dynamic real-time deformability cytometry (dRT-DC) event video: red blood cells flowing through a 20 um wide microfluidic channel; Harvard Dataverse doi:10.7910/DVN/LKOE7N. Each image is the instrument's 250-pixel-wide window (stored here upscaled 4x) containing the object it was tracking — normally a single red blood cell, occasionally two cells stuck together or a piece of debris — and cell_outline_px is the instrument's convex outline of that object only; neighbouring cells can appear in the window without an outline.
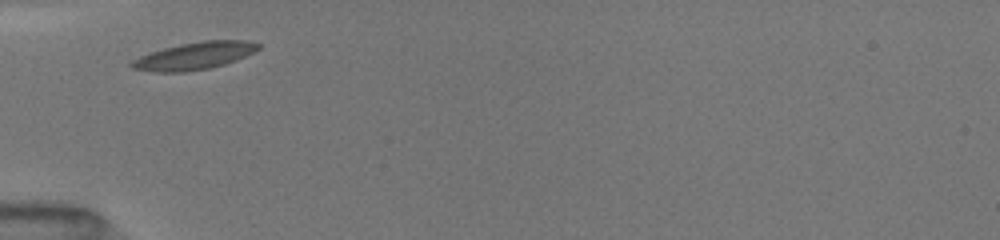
{"species": "common noctule bat (a hibernating species)", "species_latin": "Nyctalus noctula", "temperature_condition": "room temperature", "stored_images_in_passage": 28, "camera_frame_rate_fps": 3000, "um_per_image_px": 0.085, "animal": {"sex": "female", "body_mass_g": 19.5, "forearm_length_mm": 54.1}, "frame": {"image": 1, "passage_image": 1, "time_ms": 0.0, "image_size_px": [1000, 240], "cell_outline_px": [[260, 48], [256, 52], [236, 60], [224, 64], [208, 68], [184, 72], [152, 72], [132, 68], [128, 64], [132, 60], [140, 56], [164, 48], [180, 44], [204, 40], [248, 40], [260, 44]], "centroid_in_image_um": [16.55, 4.74], "position_along_channel_um": 68.5, "area_um2": 20.23}}
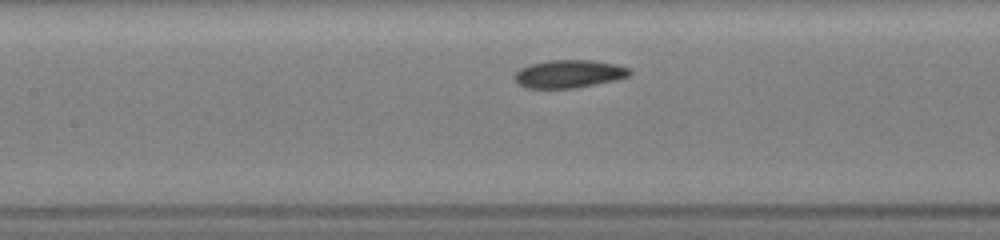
{"frame": {"image": 2, "passage_image": 7, "time_ms": 2.333, "image_size_px": [1000, 240], "cell_outline_px": [[632, 72], [628, 76], [616, 80], [572, 88], [524, 88], [516, 84], [516, 72], [520, 68], [532, 64], [548, 60], [592, 60], [616, 64], [628, 68]], "centroid_in_image_um": [48.35, 6.28], "position_along_channel_um": 159.0, "area_um2": 18.61}}
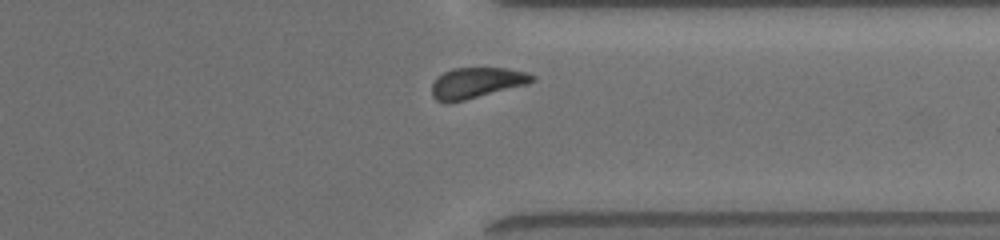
{"frame": {"image": 3, "passage_image": 25, "time_ms": 7.667, "image_size_px": [1000, 240], "cell_outline_px": [[536, 80], [528, 84], [448, 104], [444, 104], [436, 100], [432, 96], [432, 84], [444, 72], [452, 68], [508, 68], [524, 72], [536, 76]], "centroid_in_image_um": [40.5, 7.05], "position_along_channel_um": 370.9, "area_um2": 17.98}, "authors_computed_cell_mechanics": {"area_um2": 18.4093, "velocity_mm_per_s": 3.9703, "shape_relaxation_time_tau1_ms": 1.3211, "shape_relaxation_time_tau2_ms": 4.9933, "deformation_change_tau1": 0.0784, "deformation_change_tau2": 0.064}}